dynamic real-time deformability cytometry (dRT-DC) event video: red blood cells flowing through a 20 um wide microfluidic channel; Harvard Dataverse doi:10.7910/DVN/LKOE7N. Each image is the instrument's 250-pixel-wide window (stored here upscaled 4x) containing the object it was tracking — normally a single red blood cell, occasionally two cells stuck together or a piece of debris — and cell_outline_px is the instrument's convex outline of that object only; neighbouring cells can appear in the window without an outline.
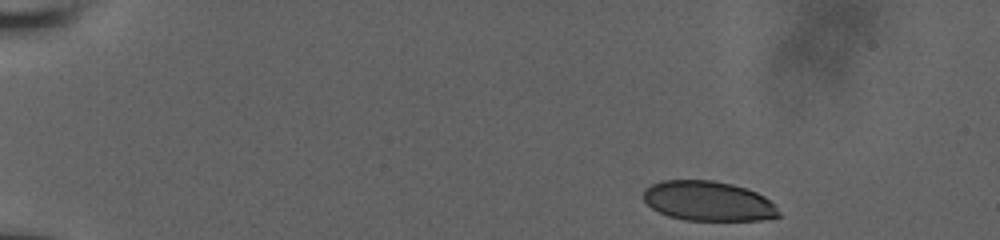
{"species": "human", "species_latin": "Homo sapiens", "temperature_condition": "room temperature", "stored_images_in_passage": 8, "camera_frame_rate_fps": 3000, "um_per_image_px": 0.085, "donor": {"sex": "male"}, "frame": {"image": 1, "passage_image": 1, "time_ms": 0.0, "image_size_px": [1000, 240], "cell_outline_px": [[780, 216], [760, 220], [684, 220], [668, 216], [652, 208], [644, 200], [644, 188], [652, 184], [664, 180], [712, 180], [732, 184], [756, 192], [764, 196], [776, 204], [780, 212]], "centroid_in_image_um": [60.21, 17.09], "position_along_channel_um": 24.8, "area_um2": 31.39}}
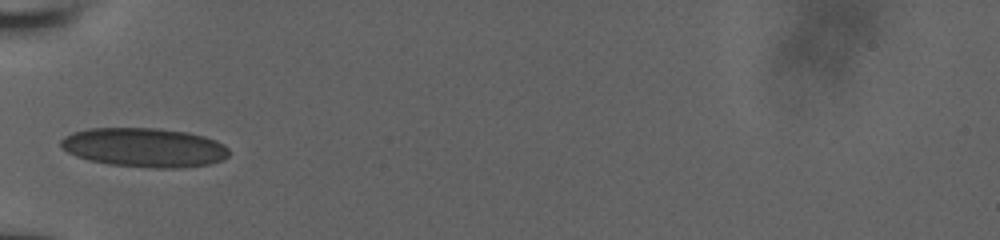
{"frame": {"image": 2, "passage_image": 8, "time_ms": 4.333, "image_size_px": [1000, 240], "cell_outline_px": [[228, 156], [224, 160], [208, 164], [184, 168], [156, 168], [108, 164], [88, 160], [76, 156], [60, 148], [60, 140], [64, 136], [72, 132], [88, 128], [160, 128], [188, 132], [204, 136], [216, 140], [224, 144], [228, 148]], "centroid_in_image_um": [12.26, 12.53], "position_along_channel_um": 72.7, "area_um2": 38.78}}